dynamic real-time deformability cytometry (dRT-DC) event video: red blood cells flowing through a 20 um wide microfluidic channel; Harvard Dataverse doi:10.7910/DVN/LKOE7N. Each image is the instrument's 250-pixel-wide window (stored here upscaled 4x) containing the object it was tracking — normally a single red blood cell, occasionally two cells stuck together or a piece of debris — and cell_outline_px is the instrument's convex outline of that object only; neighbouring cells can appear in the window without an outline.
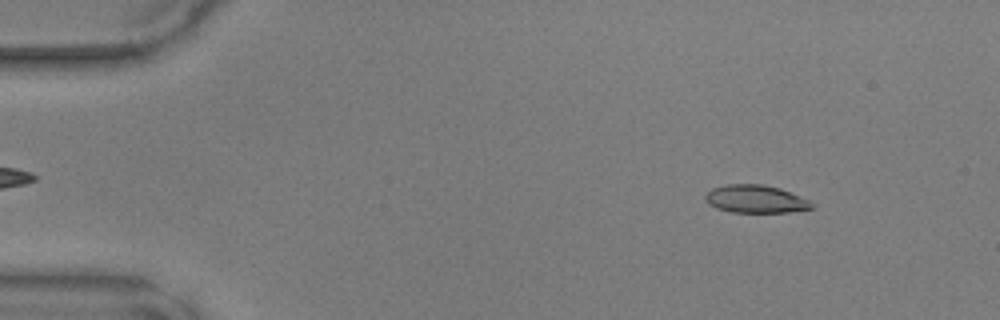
{"species": "common noctule bat (a hibernating species)", "species_latin": "Nyctalus noctula", "temperature_condition": "warm", "stored_images_in_passage": 48, "camera_frame_rate_fps": 3000, "um_per_image_px": 0.085, "animal": {"sex": "male", "body_mass_g": 17.9, "forearm_length_mm": 54.2}, "frame": {"image": 1, "passage_image": 6, "time_ms": 1.667, "image_size_px": [1000, 320], "cell_outline_px": [[816, 204], [812, 208], [792, 212], [732, 212], [716, 208], [708, 204], [704, 200], [704, 196], [712, 188], [728, 184], [760, 184], [780, 188], [808, 200]], "centroid_in_image_um": [64.21, 16.92], "position_along_channel_um": 20.8, "area_um2": 17.28}}
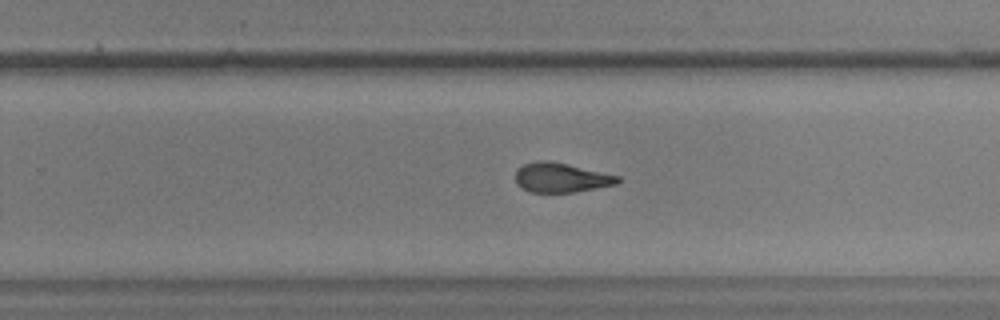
{"frame": {"image": 2, "passage_image": 31, "time_ms": 10.0, "image_size_px": [1000, 320], "cell_outline_px": [[620, 180], [616, 184], [572, 192], [528, 192], [520, 188], [516, 184], [516, 168], [524, 164], [536, 160], [548, 160], [568, 164], [620, 176]], "centroid_in_image_um": [47.63, 15.09], "position_along_channel_um": 282.2, "area_um2": 17.63}}
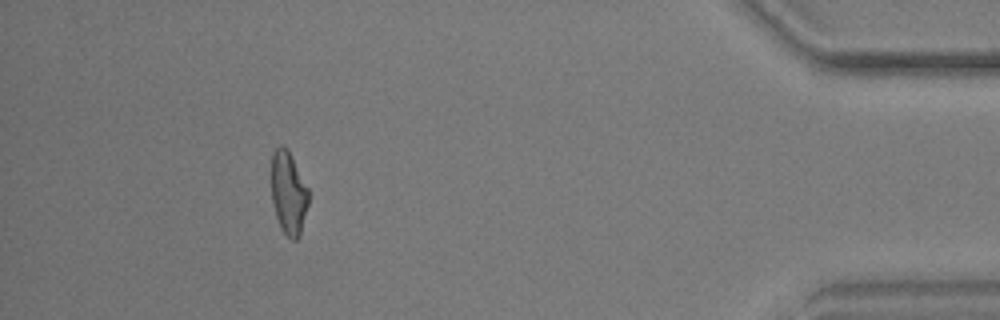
{"frame": {"image": 3, "passage_image": 44, "time_ms": 14.333, "image_size_px": [1000, 320], "cell_outline_px": [[308, 204], [300, 236], [296, 240], [292, 240], [280, 228], [272, 204], [272, 152], [280, 144], [288, 148], [308, 188]], "centroid_in_image_um": [24.52, 16.39], "position_along_channel_um": 410.7, "area_um2": 18.03}}